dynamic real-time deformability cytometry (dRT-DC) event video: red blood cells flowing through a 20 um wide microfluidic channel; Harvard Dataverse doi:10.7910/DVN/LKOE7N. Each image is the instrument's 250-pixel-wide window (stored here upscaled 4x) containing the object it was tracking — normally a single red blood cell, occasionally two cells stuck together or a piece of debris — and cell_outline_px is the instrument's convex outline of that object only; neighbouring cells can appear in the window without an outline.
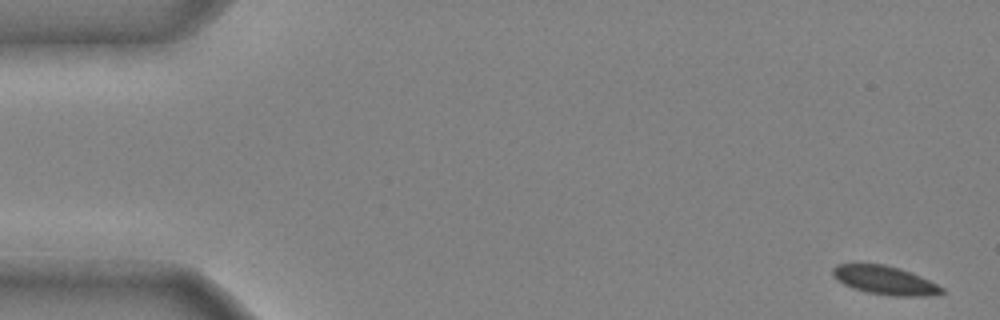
{"species": "common noctule bat (a hibernating species)", "species_latin": "Nyctalus noctula", "temperature_condition": "cold", "stored_images_in_passage": 48, "camera_frame_rate_fps": 3000, "um_per_image_px": 0.085, "animal": {"sex": "male", "body_mass_g": 20.4}, "frame": {"image": 1, "passage_image": 1, "time_ms": 0.0, "image_size_px": [1000, 320], "cell_outline_px": [[944, 292], [932, 296], [896, 296], [868, 292], [852, 288], [836, 280], [832, 272], [832, 268], [836, 264], [884, 264], [900, 268], [920, 276], [944, 288]], "centroid_in_image_um": [75.21, 23.82], "position_along_channel_um": 9.8, "area_um2": 18.09}}
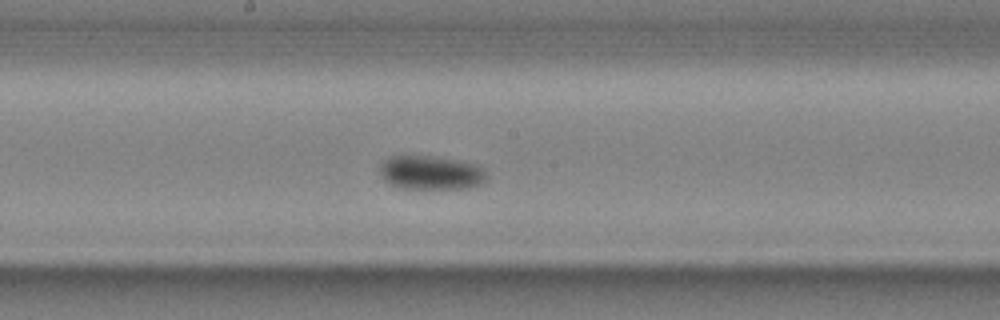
{"frame": {"image": 2, "passage_image": 26, "time_ms": 8.333, "image_size_px": [1000, 320], "cell_outline_px": [[488, 176], [480, 184], [468, 188], [400, 188], [384, 180], [380, 176], [380, 164], [388, 156], [436, 156], [460, 160], [480, 164], [484, 168]], "centroid_in_image_um": [36.65, 14.66], "position_along_channel_um": 211.5, "area_um2": 21.39}}
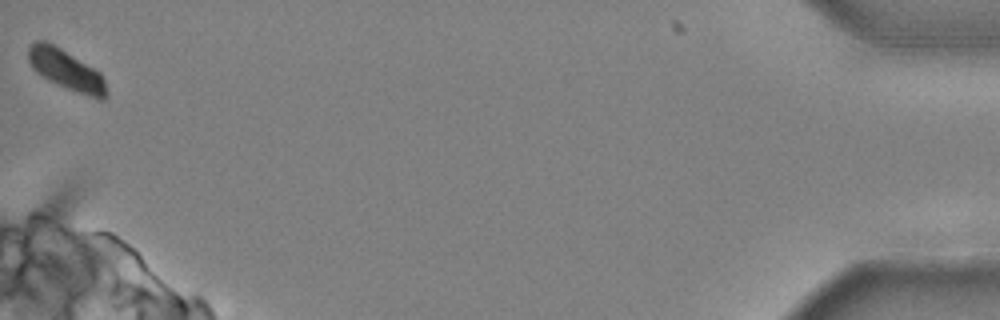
{"frame": {"image": 3, "passage_image": 48, "time_ms": 15.667, "image_size_px": [1000, 320], "cell_outline_px": [[108, 96], [104, 100], [100, 100], [76, 92], [56, 84], [48, 80], [36, 72], [32, 68], [28, 60], [28, 48], [36, 40], [44, 40], [60, 48], [100, 72], [104, 80]], "centroid_in_image_um": [5.63, 5.96], "position_along_channel_um": 429.6, "area_um2": 18.26}, "authors_computed_cell_mechanics": {"area_um2": 19.363, "velocity_mm_per_s": 3.9331, "shape_relaxation_time_tau1_ms": 2.8215, "shape_relaxation_time_tau2_ms": null, "deformation_change_tau1": 0.0849, "deformation_change_tau2": null}}